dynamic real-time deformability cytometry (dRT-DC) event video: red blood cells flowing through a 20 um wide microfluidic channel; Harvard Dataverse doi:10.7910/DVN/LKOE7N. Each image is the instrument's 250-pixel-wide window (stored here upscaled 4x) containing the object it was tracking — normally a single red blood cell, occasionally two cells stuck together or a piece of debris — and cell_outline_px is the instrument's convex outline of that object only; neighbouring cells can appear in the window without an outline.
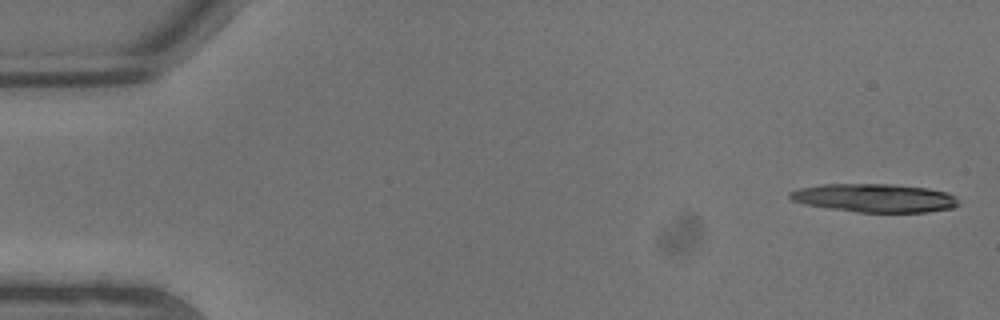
{"species": "common noctule bat (a hibernating species)", "species_latin": "Nyctalus noctula", "temperature_condition": "warm", "stored_images_in_passage": 9, "camera_frame_rate_fps": 3000, "um_per_image_px": 0.085, "animal": {"sex": "male", "body_mass_g": 13.3}, "frame": {"image": 1, "passage_image": 1, "time_ms": 0.0, "image_size_px": [1000, 320], "cell_outline_px": [[960, 204], [952, 208], [928, 212], [856, 212], [804, 204], [792, 200], [788, 196], [788, 192], [800, 188], [820, 184], [892, 184], [928, 188], [948, 192], [956, 196]], "centroid_in_image_um": [74.37, 16.82], "position_along_channel_um": 10.6, "area_um2": 28.09}}
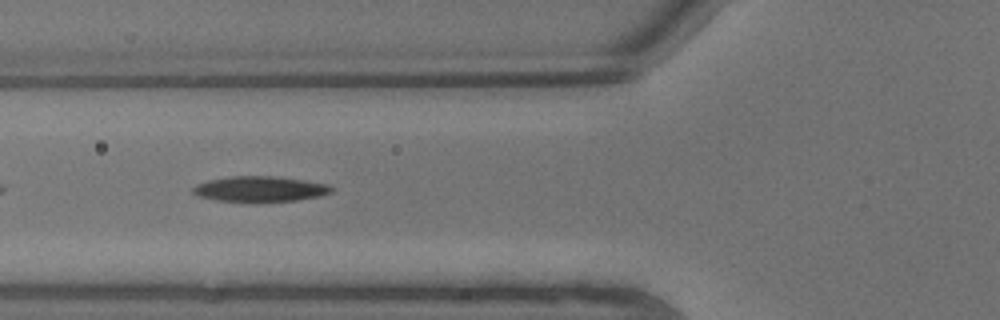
{"frame": {"image": 2, "passage_image": 8, "time_ms": 2.333, "image_size_px": [1000, 320], "cell_outline_px": [[332, 192], [320, 196], [296, 200], [216, 200], [200, 196], [192, 192], [192, 188], [196, 184], [208, 180], [232, 176], [276, 176], [304, 180], [328, 184], [332, 188]], "centroid_in_image_um": [22.11, 16.03], "position_along_channel_um": 103.7, "area_um2": 19.94}}
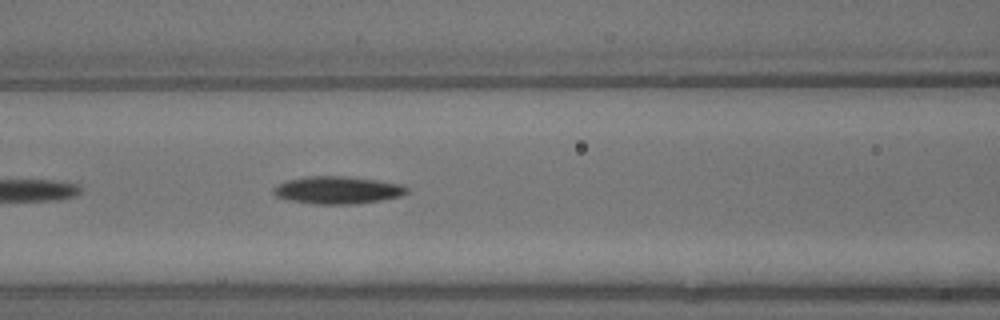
{"frame": {"image": 3, "passage_image": 9, "time_ms": 2.667, "image_size_px": [1000, 320], "cell_outline_px": [[408, 192], [400, 196], [380, 200], [356, 204], [316, 204], [292, 200], [276, 196], [272, 192], [272, 188], [276, 184], [288, 180], [304, 176], [344, 176], [376, 180], [404, 184], [408, 188]], "centroid_in_image_um": [28.69, 16.15], "position_along_channel_um": 137.9, "area_um2": 21.39}}